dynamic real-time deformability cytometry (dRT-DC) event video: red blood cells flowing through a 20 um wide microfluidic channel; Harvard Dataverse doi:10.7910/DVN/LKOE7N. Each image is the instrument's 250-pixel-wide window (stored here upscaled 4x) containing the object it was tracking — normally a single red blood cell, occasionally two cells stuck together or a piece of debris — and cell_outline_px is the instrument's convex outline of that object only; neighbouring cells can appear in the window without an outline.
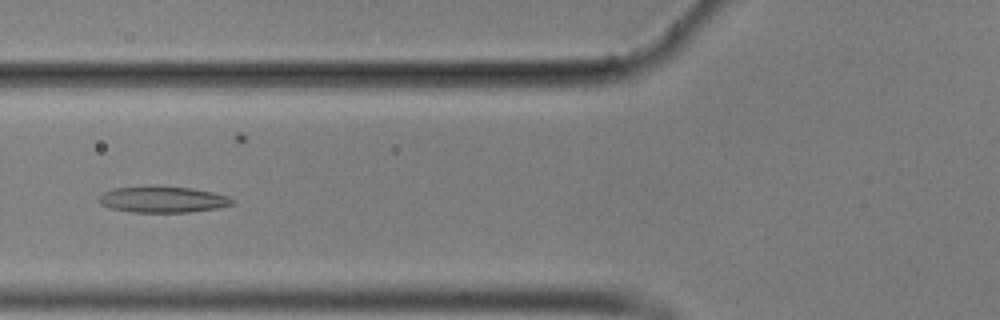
{"species": "common noctule bat (a hibernating species)", "species_latin": "Nyctalus noctula", "temperature_condition": "cold", "stored_images_in_passage": 42, "camera_frame_rate_fps": 3000, "um_per_image_px": 0.085, "animal": {"sex": "male", "body_mass_g": 17.9}, "frame": {"image": 1, "passage_image": 14, "time_ms": 4.333, "image_size_px": [1000, 320], "cell_outline_px": [[236, 204], [220, 208], [188, 212], [132, 212], [108, 208], [100, 204], [96, 200], [104, 192], [116, 188], [188, 188], [212, 192], [228, 196], [236, 200]], "centroid_in_image_um": [13.88, 17.0], "position_along_channel_um": 111.9, "area_um2": 19.88}}
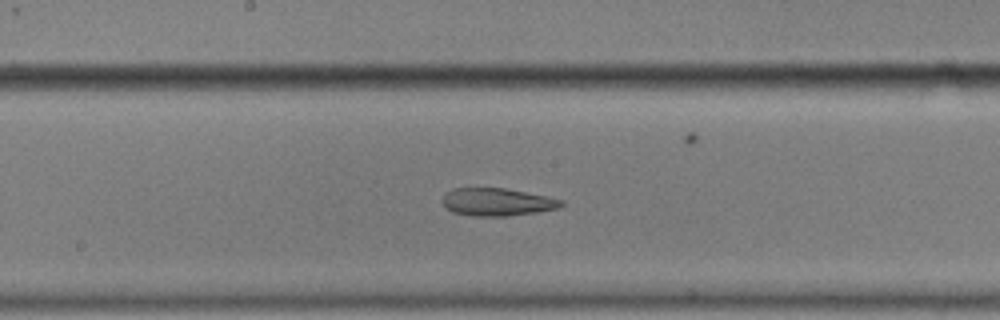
{"frame": {"image": 2, "passage_image": 22, "time_ms": 7.0, "image_size_px": [1000, 320], "cell_outline_px": [[564, 204], [560, 208], [536, 212], [508, 216], [472, 216], [452, 212], [440, 200], [444, 192], [452, 188], [504, 188], [548, 196], [564, 200]], "centroid_in_image_um": [42.25, 17.16], "position_along_channel_um": 206.0, "area_um2": 19.42}}
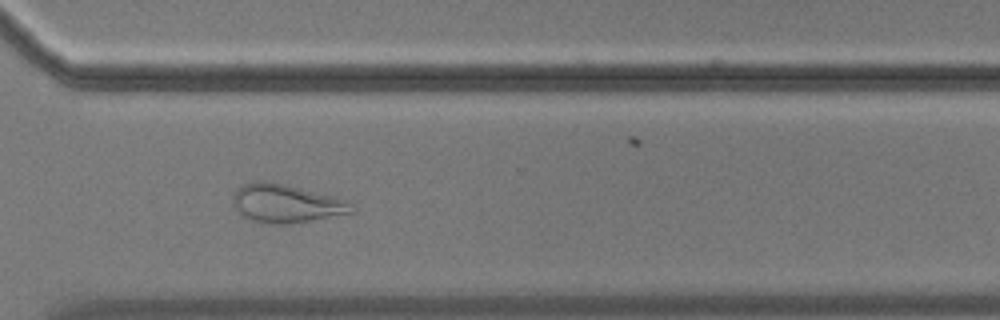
{"frame": {"image": 3, "passage_image": 34, "time_ms": 11.0, "image_size_px": [1000, 320], "cell_outline_px": [[356, 212], [300, 224], [264, 224], [240, 216], [232, 204], [232, 196], [236, 188], [244, 184], [256, 180], [264, 180], [284, 184], [336, 196], [348, 200], [356, 208]], "centroid_in_image_um": [24.35, 17.32], "position_along_channel_um": 346.3, "area_um2": 27.63}, "authors_computed_cell_mechanics": {"area_um2": 19.7965, "velocity_mm_per_s": 3.5121, "shape_relaxation_time_tau1_ms": null, "shape_relaxation_time_tau2_ms": 2.8223, "deformation_change_tau1": null, "deformation_change_tau2": 0.1115}}